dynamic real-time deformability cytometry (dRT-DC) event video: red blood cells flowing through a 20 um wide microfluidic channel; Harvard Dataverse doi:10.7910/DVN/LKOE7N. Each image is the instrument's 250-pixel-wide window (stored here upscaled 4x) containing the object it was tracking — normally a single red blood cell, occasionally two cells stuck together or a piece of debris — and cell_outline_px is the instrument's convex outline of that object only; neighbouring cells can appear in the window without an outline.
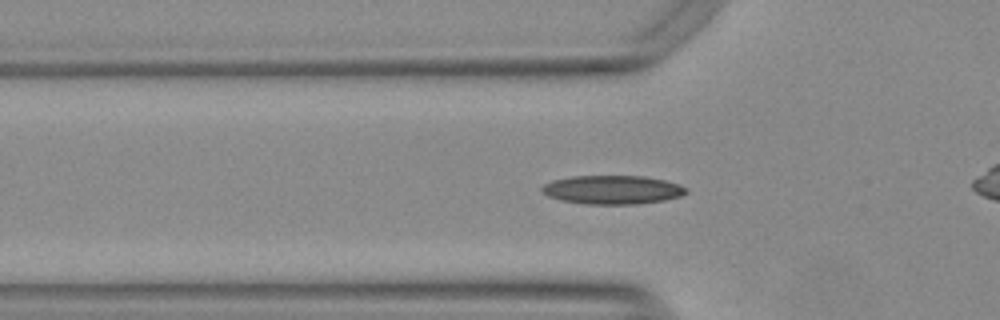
{"species": "Egyptian fruit bat (a non-hibernating species)", "species_latin": "Rousettus aegyptiacus", "temperature_condition": "warm", "stored_images_in_passage": 40, "camera_frame_rate_fps": 3000, "um_per_image_px": 0.085, "animal": {"sex": "female"}, "frame": {"image": 1, "passage_image": 12, "time_ms": 3.667, "image_size_px": [1000, 320], "cell_outline_px": [[688, 192], [680, 196], [664, 200], [636, 204], [584, 204], [560, 200], [548, 196], [540, 192], [540, 188], [544, 184], [552, 180], [572, 176], [644, 176], [664, 180], [688, 188]], "centroid_in_image_um": [52.01, 16.13], "position_along_channel_um": 73.8, "area_um2": 24.22}}
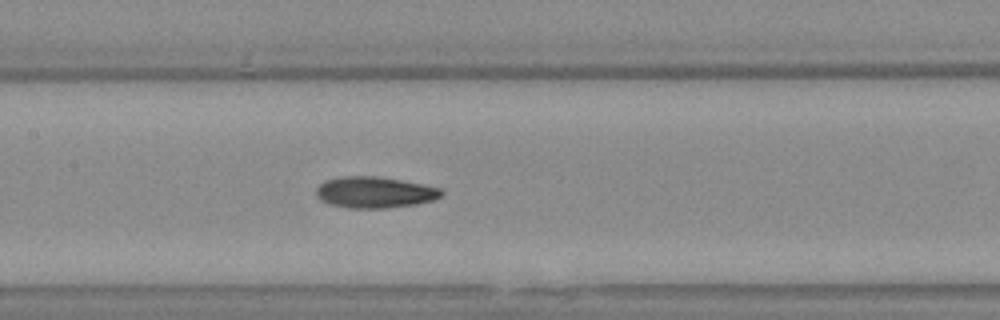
{"frame": {"image": 2, "passage_image": 20, "time_ms": 6.333, "image_size_px": [1000, 320], "cell_outline_px": [[444, 192], [440, 196], [432, 200], [416, 204], [384, 208], [348, 208], [332, 204], [320, 200], [316, 192], [316, 188], [324, 180], [340, 176], [376, 176], [400, 180], [440, 188]], "centroid_in_image_um": [31.81, 16.34], "position_along_channel_um": 175.6, "area_um2": 22.6}}
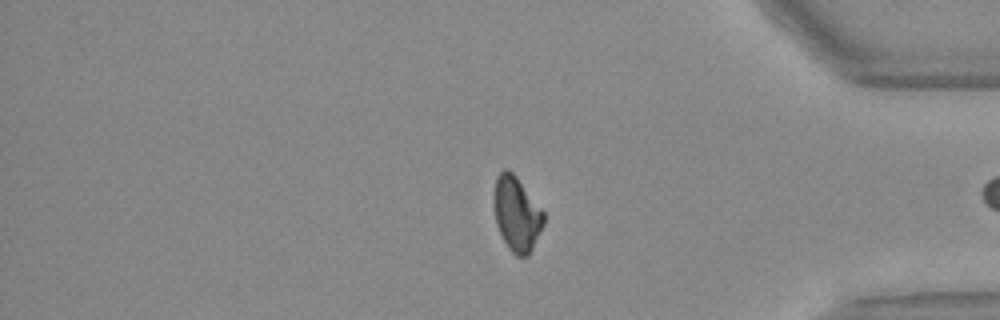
{"frame": {"image": 3, "passage_image": 39, "time_ms": 12.667, "image_size_px": [1000, 320], "cell_outline_px": [[544, 224], [528, 256], [516, 256], [508, 248], [496, 224], [492, 200], [496, 176], [504, 168], [508, 168], [516, 176], [544, 212]], "centroid_in_image_um": [43.89, 18.16], "position_along_channel_um": 391.3, "area_um2": 21.68}}